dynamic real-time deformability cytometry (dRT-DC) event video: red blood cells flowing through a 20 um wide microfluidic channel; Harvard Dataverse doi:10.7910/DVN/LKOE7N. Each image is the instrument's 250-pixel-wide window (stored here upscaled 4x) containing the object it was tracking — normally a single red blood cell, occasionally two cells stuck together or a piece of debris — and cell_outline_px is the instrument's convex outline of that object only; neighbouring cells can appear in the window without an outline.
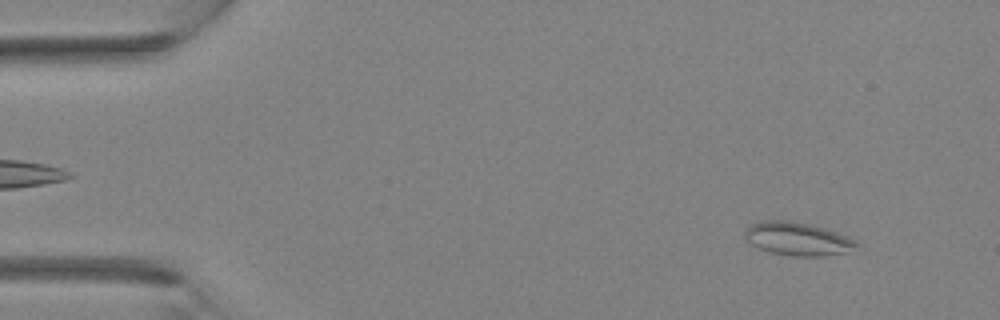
{"species": "Egyptian fruit bat (a non-hibernating species)", "species_latin": "Rousettus aegyptiacus", "temperature_condition": "room temperature", "stored_images_in_passage": 3, "camera_frame_rate_fps": 3000, "um_per_image_px": 0.085, "animal": {"sex": "female"}, "frame": {"image": 1, "passage_image": 3, "time_ms": 3.333, "image_size_px": [1000, 320], "cell_outline_px": [[860, 244], [844, 252], [824, 256], [792, 256], [768, 252], [752, 244], [744, 236], [744, 232], [752, 224], [760, 220], [788, 220], [812, 224], [848, 236], [856, 240]], "centroid_in_image_um": [67.78, 20.29], "position_along_channel_um": 17.2, "area_um2": 21.56}}